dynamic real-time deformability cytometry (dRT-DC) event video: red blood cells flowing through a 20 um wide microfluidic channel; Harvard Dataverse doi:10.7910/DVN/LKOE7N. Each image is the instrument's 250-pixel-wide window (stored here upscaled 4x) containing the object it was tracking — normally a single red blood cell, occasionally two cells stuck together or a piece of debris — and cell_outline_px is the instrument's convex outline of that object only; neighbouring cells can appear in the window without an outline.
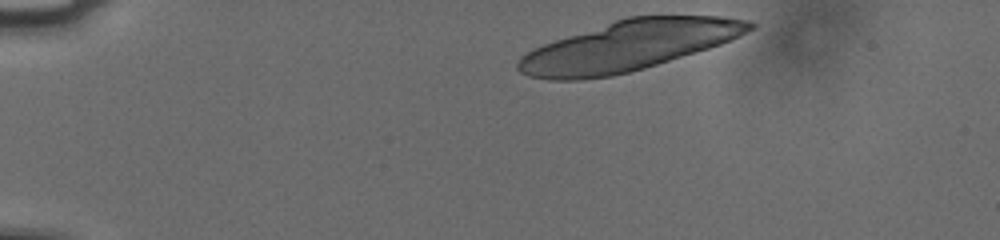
{"species": "human", "species_latin": "Homo sapiens", "temperature_condition": "cold", "stored_images_in_passage": 13, "camera_frame_rate_fps": 3000, "um_per_image_px": 0.085, "donor": {"sex": "male"}, "frame": {"image": 1, "passage_image": 1, "time_ms": 0.0, "image_size_px": [1000, 240], "cell_outline_px": [[756, 28], [720, 44], [696, 52], [644, 68], [612, 76], [580, 80], [548, 80], [528, 76], [520, 72], [516, 68], [516, 64], [520, 56], [544, 44], [628, 16], [724, 16], [748, 20], [756, 24]], "centroid_in_image_um": [53.42, 3.9], "position_along_channel_um": 31.6, "area_um2": 66.87}}